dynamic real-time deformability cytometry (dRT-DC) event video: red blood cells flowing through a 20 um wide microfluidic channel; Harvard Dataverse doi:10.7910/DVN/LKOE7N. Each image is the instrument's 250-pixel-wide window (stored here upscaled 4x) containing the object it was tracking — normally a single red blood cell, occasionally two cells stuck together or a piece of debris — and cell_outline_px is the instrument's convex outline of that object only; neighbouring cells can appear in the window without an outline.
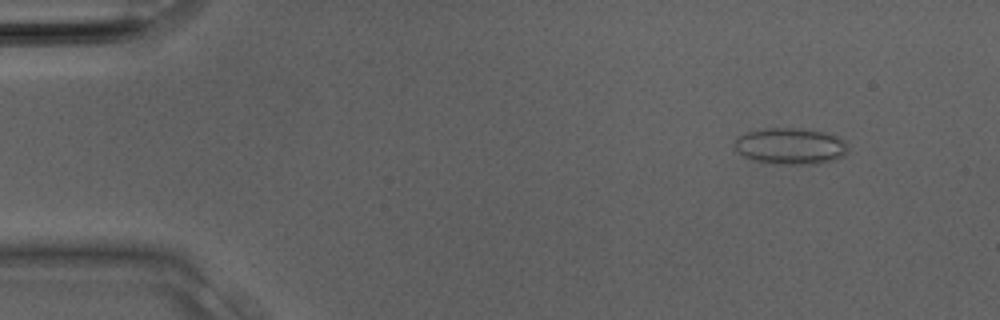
{"species": "Egyptian fruit bat (a non-hibernating species)", "species_latin": "Rousettus aegyptiacus", "temperature_condition": "room temperature", "stored_images_in_passage": 32, "camera_frame_rate_fps": 3000, "um_per_image_px": 0.085, "animal": {"sex": "male"}, "frame": {"image": 1, "passage_image": 4, "time_ms": 1.0, "image_size_px": [1000, 320], "cell_outline_px": [[848, 152], [844, 156], [836, 160], [820, 164], [776, 164], [752, 160], [744, 156], [732, 148], [732, 144], [740, 136], [748, 132], [764, 128], [796, 128], [824, 132], [836, 136], [844, 140], [848, 148]], "centroid_in_image_um": [67.2, 12.44], "position_along_channel_um": 17.8, "area_um2": 24.33}}
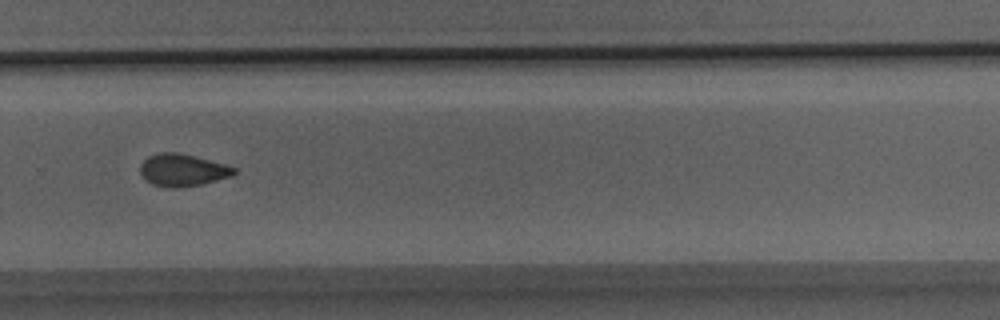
{"frame": {"image": 2, "passage_image": 22, "time_ms": 7.0, "image_size_px": [1000, 320], "cell_outline_px": [[236, 172], [232, 176], [200, 184], [172, 188], [152, 184], [144, 180], [140, 172], [140, 164], [148, 156], [156, 152], [180, 152], [224, 164], [236, 168]], "centroid_in_image_um": [15.47, 14.44], "position_along_channel_um": 314.3, "area_um2": 17.63}}
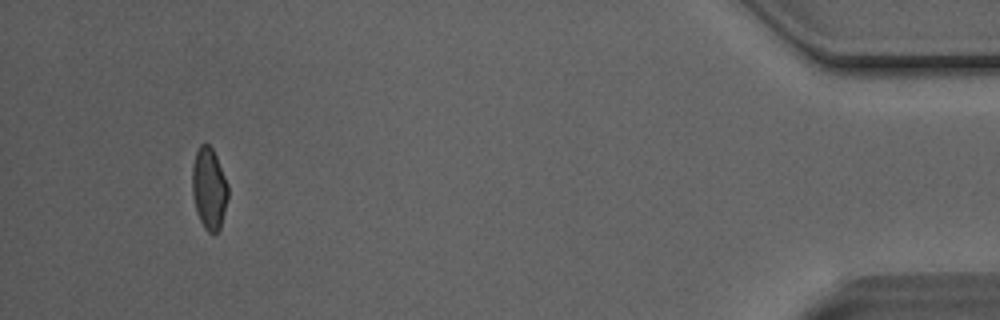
{"frame": {"image": 3, "passage_image": 30, "time_ms": 9.667, "image_size_px": [1000, 320], "cell_outline_px": [[228, 196], [220, 228], [216, 232], [208, 232], [204, 228], [196, 212], [192, 192], [192, 164], [196, 152], [200, 144], [208, 144], [212, 148], [216, 156], [228, 184]], "centroid_in_image_um": [17.76, 16.01], "position_along_channel_um": 417.4, "area_um2": 16.99}}